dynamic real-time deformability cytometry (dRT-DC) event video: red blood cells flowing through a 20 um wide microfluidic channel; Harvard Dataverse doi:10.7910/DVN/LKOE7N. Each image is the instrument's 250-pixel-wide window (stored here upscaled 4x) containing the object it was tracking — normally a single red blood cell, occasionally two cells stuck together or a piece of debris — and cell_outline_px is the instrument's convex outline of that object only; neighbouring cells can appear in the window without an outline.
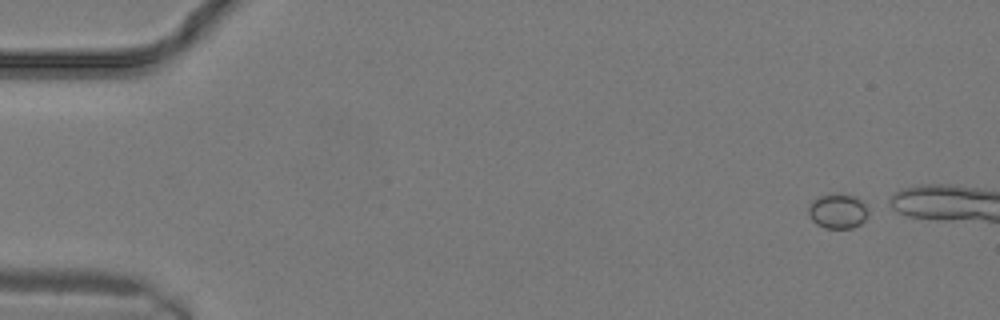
{"species": "common noctule bat (a hibernating species)", "species_latin": "Nyctalus noctula", "temperature_condition": "warm", "stored_images_in_passage": 6, "camera_frame_rate_fps": 3000, "um_per_image_px": 0.085, "animal": {"sex": "male", "body_mass_g": 19.2, "forearm_length_mm": 51.8}, "frame": {"image": 1, "passage_image": 1, "time_ms": 0.0, "image_size_px": [1000, 320], "cell_outline_px": [[868, 212], [864, 220], [860, 224], [852, 228], [824, 228], [816, 224], [812, 220], [808, 212], [808, 204], [812, 200], [820, 196], [836, 192], [856, 196], [864, 204]], "centroid_in_image_um": [71.17, 17.93], "position_along_channel_um": 13.8, "area_um2": 12.25}}